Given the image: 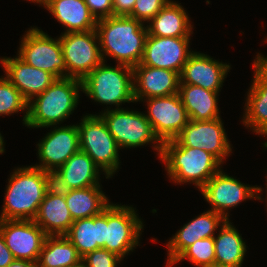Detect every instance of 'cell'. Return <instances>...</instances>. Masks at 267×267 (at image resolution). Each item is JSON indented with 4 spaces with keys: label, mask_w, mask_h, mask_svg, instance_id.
I'll use <instances>...</instances> for the list:
<instances>
[{
    "label": "cell",
    "mask_w": 267,
    "mask_h": 267,
    "mask_svg": "<svg viewBox=\"0 0 267 267\" xmlns=\"http://www.w3.org/2000/svg\"><path fill=\"white\" fill-rule=\"evenodd\" d=\"M96 31L104 62V56H109L117 64L131 68L140 63L148 35L147 26L141 21L129 16H110L97 20Z\"/></svg>",
    "instance_id": "cell-1"
},
{
    "label": "cell",
    "mask_w": 267,
    "mask_h": 267,
    "mask_svg": "<svg viewBox=\"0 0 267 267\" xmlns=\"http://www.w3.org/2000/svg\"><path fill=\"white\" fill-rule=\"evenodd\" d=\"M82 81L76 78L56 79L43 93L28 102L25 126L48 128L68 119L79 103Z\"/></svg>",
    "instance_id": "cell-2"
},
{
    "label": "cell",
    "mask_w": 267,
    "mask_h": 267,
    "mask_svg": "<svg viewBox=\"0 0 267 267\" xmlns=\"http://www.w3.org/2000/svg\"><path fill=\"white\" fill-rule=\"evenodd\" d=\"M45 171L33 165L15 169L5 191L0 220H34L46 195Z\"/></svg>",
    "instance_id": "cell-3"
},
{
    "label": "cell",
    "mask_w": 267,
    "mask_h": 267,
    "mask_svg": "<svg viewBox=\"0 0 267 267\" xmlns=\"http://www.w3.org/2000/svg\"><path fill=\"white\" fill-rule=\"evenodd\" d=\"M160 160L174 183L195 184L199 190L221 169V162L211 153L178 145L174 140L162 143Z\"/></svg>",
    "instance_id": "cell-4"
},
{
    "label": "cell",
    "mask_w": 267,
    "mask_h": 267,
    "mask_svg": "<svg viewBox=\"0 0 267 267\" xmlns=\"http://www.w3.org/2000/svg\"><path fill=\"white\" fill-rule=\"evenodd\" d=\"M82 91L94 102L115 105L135 102L133 94V68L117 64L106 65L103 61L82 80Z\"/></svg>",
    "instance_id": "cell-5"
},
{
    "label": "cell",
    "mask_w": 267,
    "mask_h": 267,
    "mask_svg": "<svg viewBox=\"0 0 267 267\" xmlns=\"http://www.w3.org/2000/svg\"><path fill=\"white\" fill-rule=\"evenodd\" d=\"M77 127L80 150L93 160L101 172H104L106 179L114 176L120 167L118 154L120 148L100 114L83 116Z\"/></svg>",
    "instance_id": "cell-6"
},
{
    "label": "cell",
    "mask_w": 267,
    "mask_h": 267,
    "mask_svg": "<svg viewBox=\"0 0 267 267\" xmlns=\"http://www.w3.org/2000/svg\"><path fill=\"white\" fill-rule=\"evenodd\" d=\"M100 116L120 149L144 146L150 142L154 150L158 151L159 158L161 157L162 143L155 136L144 113L107 107Z\"/></svg>",
    "instance_id": "cell-7"
},
{
    "label": "cell",
    "mask_w": 267,
    "mask_h": 267,
    "mask_svg": "<svg viewBox=\"0 0 267 267\" xmlns=\"http://www.w3.org/2000/svg\"><path fill=\"white\" fill-rule=\"evenodd\" d=\"M61 34L59 39L66 64V77L82 81L103 62L97 31Z\"/></svg>",
    "instance_id": "cell-8"
},
{
    "label": "cell",
    "mask_w": 267,
    "mask_h": 267,
    "mask_svg": "<svg viewBox=\"0 0 267 267\" xmlns=\"http://www.w3.org/2000/svg\"><path fill=\"white\" fill-rule=\"evenodd\" d=\"M18 57L35 68L45 70L57 79L66 77V64L60 39L31 27L21 38Z\"/></svg>",
    "instance_id": "cell-9"
},
{
    "label": "cell",
    "mask_w": 267,
    "mask_h": 267,
    "mask_svg": "<svg viewBox=\"0 0 267 267\" xmlns=\"http://www.w3.org/2000/svg\"><path fill=\"white\" fill-rule=\"evenodd\" d=\"M143 226L133 207L110 203L107 206L105 249L123 259L138 246Z\"/></svg>",
    "instance_id": "cell-10"
},
{
    "label": "cell",
    "mask_w": 267,
    "mask_h": 267,
    "mask_svg": "<svg viewBox=\"0 0 267 267\" xmlns=\"http://www.w3.org/2000/svg\"><path fill=\"white\" fill-rule=\"evenodd\" d=\"M260 186L245 185L220 169L201 189L200 192L211 205V210L229 219L227 210L238 206L244 200H263ZM259 193V194H258ZM227 211V212H226Z\"/></svg>",
    "instance_id": "cell-11"
},
{
    "label": "cell",
    "mask_w": 267,
    "mask_h": 267,
    "mask_svg": "<svg viewBox=\"0 0 267 267\" xmlns=\"http://www.w3.org/2000/svg\"><path fill=\"white\" fill-rule=\"evenodd\" d=\"M144 101L148 106L145 116L161 143L175 139L190 120L178 93Z\"/></svg>",
    "instance_id": "cell-12"
},
{
    "label": "cell",
    "mask_w": 267,
    "mask_h": 267,
    "mask_svg": "<svg viewBox=\"0 0 267 267\" xmlns=\"http://www.w3.org/2000/svg\"><path fill=\"white\" fill-rule=\"evenodd\" d=\"M178 145L203 149L214 155L222 164L232 152L221 117L211 121L189 120L173 139Z\"/></svg>",
    "instance_id": "cell-13"
},
{
    "label": "cell",
    "mask_w": 267,
    "mask_h": 267,
    "mask_svg": "<svg viewBox=\"0 0 267 267\" xmlns=\"http://www.w3.org/2000/svg\"><path fill=\"white\" fill-rule=\"evenodd\" d=\"M0 232L15 259L37 264L48 235L34 220H0Z\"/></svg>",
    "instance_id": "cell-14"
},
{
    "label": "cell",
    "mask_w": 267,
    "mask_h": 267,
    "mask_svg": "<svg viewBox=\"0 0 267 267\" xmlns=\"http://www.w3.org/2000/svg\"><path fill=\"white\" fill-rule=\"evenodd\" d=\"M190 37L147 35L140 64L181 73L194 51L189 50Z\"/></svg>",
    "instance_id": "cell-15"
},
{
    "label": "cell",
    "mask_w": 267,
    "mask_h": 267,
    "mask_svg": "<svg viewBox=\"0 0 267 267\" xmlns=\"http://www.w3.org/2000/svg\"><path fill=\"white\" fill-rule=\"evenodd\" d=\"M41 161L34 167L43 171L57 170L80 150L79 130L76 125L55 126L37 144Z\"/></svg>",
    "instance_id": "cell-16"
},
{
    "label": "cell",
    "mask_w": 267,
    "mask_h": 267,
    "mask_svg": "<svg viewBox=\"0 0 267 267\" xmlns=\"http://www.w3.org/2000/svg\"><path fill=\"white\" fill-rule=\"evenodd\" d=\"M180 74L168 69L138 64L133 68L135 102L147 98L164 97L178 93Z\"/></svg>",
    "instance_id": "cell-17"
},
{
    "label": "cell",
    "mask_w": 267,
    "mask_h": 267,
    "mask_svg": "<svg viewBox=\"0 0 267 267\" xmlns=\"http://www.w3.org/2000/svg\"><path fill=\"white\" fill-rule=\"evenodd\" d=\"M230 68L229 64L215 60L207 54L193 52L180 73V84L219 92Z\"/></svg>",
    "instance_id": "cell-18"
},
{
    "label": "cell",
    "mask_w": 267,
    "mask_h": 267,
    "mask_svg": "<svg viewBox=\"0 0 267 267\" xmlns=\"http://www.w3.org/2000/svg\"><path fill=\"white\" fill-rule=\"evenodd\" d=\"M6 78L29 102L43 93L57 78L51 73L28 65L18 56L0 58Z\"/></svg>",
    "instance_id": "cell-19"
},
{
    "label": "cell",
    "mask_w": 267,
    "mask_h": 267,
    "mask_svg": "<svg viewBox=\"0 0 267 267\" xmlns=\"http://www.w3.org/2000/svg\"><path fill=\"white\" fill-rule=\"evenodd\" d=\"M225 220L221 214L213 210H207L182 226L167 243L168 258L166 266L169 267L186 248L196 241L214 237L215 231L219 230Z\"/></svg>",
    "instance_id": "cell-20"
},
{
    "label": "cell",
    "mask_w": 267,
    "mask_h": 267,
    "mask_svg": "<svg viewBox=\"0 0 267 267\" xmlns=\"http://www.w3.org/2000/svg\"><path fill=\"white\" fill-rule=\"evenodd\" d=\"M107 227V207L91 218L74 220L69 231L64 235L77 249L79 255L99 248H105Z\"/></svg>",
    "instance_id": "cell-21"
},
{
    "label": "cell",
    "mask_w": 267,
    "mask_h": 267,
    "mask_svg": "<svg viewBox=\"0 0 267 267\" xmlns=\"http://www.w3.org/2000/svg\"><path fill=\"white\" fill-rule=\"evenodd\" d=\"M43 6L66 28L63 33L96 30L97 20L84 0H46Z\"/></svg>",
    "instance_id": "cell-22"
},
{
    "label": "cell",
    "mask_w": 267,
    "mask_h": 267,
    "mask_svg": "<svg viewBox=\"0 0 267 267\" xmlns=\"http://www.w3.org/2000/svg\"><path fill=\"white\" fill-rule=\"evenodd\" d=\"M169 1L147 24L148 34L158 37H190L193 25L186 10ZM151 22V23H150Z\"/></svg>",
    "instance_id": "cell-23"
},
{
    "label": "cell",
    "mask_w": 267,
    "mask_h": 267,
    "mask_svg": "<svg viewBox=\"0 0 267 267\" xmlns=\"http://www.w3.org/2000/svg\"><path fill=\"white\" fill-rule=\"evenodd\" d=\"M65 197L46 194L34 222L48 236L65 235L73 223Z\"/></svg>",
    "instance_id": "cell-24"
},
{
    "label": "cell",
    "mask_w": 267,
    "mask_h": 267,
    "mask_svg": "<svg viewBox=\"0 0 267 267\" xmlns=\"http://www.w3.org/2000/svg\"><path fill=\"white\" fill-rule=\"evenodd\" d=\"M218 93L188 84H180L178 91L189 119L195 121H211L220 118Z\"/></svg>",
    "instance_id": "cell-25"
},
{
    "label": "cell",
    "mask_w": 267,
    "mask_h": 267,
    "mask_svg": "<svg viewBox=\"0 0 267 267\" xmlns=\"http://www.w3.org/2000/svg\"><path fill=\"white\" fill-rule=\"evenodd\" d=\"M220 228L218 235L214 236L215 266L241 267L247 245L230 219H226Z\"/></svg>",
    "instance_id": "cell-26"
},
{
    "label": "cell",
    "mask_w": 267,
    "mask_h": 267,
    "mask_svg": "<svg viewBox=\"0 0 267 267\" xmlns=\"http://www.w3.org/2000/svg\"><path fill=\"white\" fill-rule=\"evenodd\" d=\"M249 88L242 122L252 132L267 136V82L255 70Z\"/></svg>",
    "instance_id": "cell-27"
},
{
    "label": "cell",
    "mask_w": 267,
    "mask_h": 267,
    "mask_svg": "<svg viewBox=\"0 0 267 267\" xmlns=\"http://www.w3.org/2000/svg\"><path fill=\"white\" fill-rule=\"evenodd\" d=\"M57 171L71 189L100 186V168L81 150L72 155Z\"/></svg>",
    "instance_id": "cell-28"
},
{
    "label": "cell",
    "mask_w": 267,
    "mask_h": 267,
    "mask_svg": "<svg viewBox=\"0 0 267 267\" xmlns=\"http://www.w3.org/2000/svg\"><path fill=\"white\" fill-rule=\"evenodd\" d=\"M65 200L73 220L98 215L111 203L101 186L72 189Z\"/></svg>",
    "instance_id": "cell-29"
},
{
    "label": "cell",
    "mask_w": 267,
    "mask_h": 267,
    "mask_svg": "<svg viewBox=\"0 0 267 267\" xmlns=\"http://www.w3.org/2000/svg\"><path fill=\"white\" fill-rule=\"evenodd\" d=\"M82 261L77 249L64 236H47L37 267H68Z\"/></svg>",
    "instance_id": "cell-30"
},
{
    "label": "cell",
    "mask_w": 267,
    "mask_h": 267,
    "mask_svg": "<svg viewBox=\"0 0 267 267\" xmlns=\"http://www.w3.org/2000/svg\"><path fill=\"white\" fill-rule=\"evenodd\" d=\"M188 259L197 267L215 266V243L214 237H208L196 241L186 248L169 267Z\"/></svg>",
    "instance_id": "cell-31"
},
{
    "label": "cell",
    "mask_w": 267,
    "mask_h": 267,
    "mask_svg": "<svg viewBox=\"0 0 267 267\" xmlns=\"http://www.w3.org/2000/svg\"><path fill=\"white\" fill-rule=\"evenodd\" d=\"M22 110L25 111L22 120L25 125L28 116V102L5 75L0 77V116L11 115Z\"/></svg>",
    "instance_id": "cell-32"
},
{
    "label": "cell",
    "mask_w": 267,
    "mask_h": 267,
    "mask_svg": "<svg viewBox=\"0 0 267 267\" xmlns=\"http://www.w3.org/2000/svg\"><path fill=\"white\" fill-rule=\"evenodd\" d=\"M171 0H136L129 17L148 23Z\"/></svg>",
    "instance_id": "cell-33"
},
{
    "label": "cell",
    "mask_w": 267,
    "mask_h": 267,
    "mask_svg": "<svg viewBox=\"0 0 267 267\" xmlns=\"http://www.w3.org/2000/svg\"><path fill=\"white\" fill-rule=\"evenodd\" d=\"M121 260V257L105 248L96 249L82 257L86 267H117Z\"/></svg>",
    "instance_id": "cell-34"
},
{
    "label": "cell",
    "mask_w": 267,
    "mask_h": 267,
    "mask_svg": "<svg viewBox=\"0 0 267 267\" xmlns=\"http://www.w3.org/2000/svg\"><path fill=\"white\" fill-rule=\"evenodd\" d=\"M46 194L65 197L72 189L57 170L45 171Z\"/></svg>",
    "instance_id": "cell-35"
},
{
    "label": "cell",
    "mask_w": 267,
    "mask_h": 267,
    "mask_svg": "<svg viewBox=\"0 0 267 267\" xmlns=\"http://www.w3.org/2000/svg\"><path fill=\"white\" fill-rule=\"evenodd\" d=\"M96 20L113 16V0H84Z\"/></svg>",
    "instance_id": "cell-36"
},
{
    "label": "cell",
    "mask_w": 267,
    "mask_h": 267,
    "mask_svg": "<svg viewBox=\"0 0 267 267\" xmlns=\"http://www.w3.org/2000/svg\"><path fill=\"white\" fill-rule=\"evenodd\" d=\"M136 0H113V16H130Z\"/></svg>",
    "instance_id": "cell-37"
},
{
    "label": "cell",
    "mask_w": 267,
    "mask_h": 267,
    "mask_svg": "<svg viewBox=\"0 0 267 267\" xmlns=\"http://www.w3.org/2000/svg\"><path fill=\"white\" fill-rule=\"evenodd\" d=\"M14 259L12 252L6 246L3 235L0 232V267H7Z\"/></svg>",
    "instance_id": "cell-38"
},
{
    "label": "cell",
    "mask_w": 267,
    "mask_h": 267,
    "mask_svg": "<svg viewBox=\"0 0 267 267\" xmlns=\"http://www.w3.org/2000/svg\"><path fill=\"white\" fill-rule=\"evenodd\" d=\"M253 69L267 82V56L258 53L253 62Z\"/></svg>",
    "instance_id": "cell-39"
},
{
    "label": "cell",
    "mask_w": 267,
    "mask_h": 267,
    "mask_svg": "<svg viewBox=\"0 0 267 267\" xmlns=\"http://www.w3.org/2000/svg\"><path fill=\"white\" fill-rule=\"evenodd\" d=\"M7 267H37V265L28 260L14 259Z\"/></svg>",
    "instance_id": "cell-40"
},
{
    "label": "cell",
    "mask_w": 267,
    "mask_h": 267,
    "mask_svg": "<svg viewBox=\"0 0 267 267\" xmlns=\"http://www.w3.org/2000/svg\"><path fill=\"white\" fill-rule=\"evenodd\" d=\"M4 138L2 137L1 133H0V154H2L4 151H5V148H4Z\"/></svg>",
    "instance_id": "cell-41"
},
{
    "label": "cell",
    "mask_w": 267,
    "mask_h": 267,
    "mask_svg": "<svg viewBox=\"0 0 267 267\" xmlns=\"http://www.w3.org/2000/svg\"><path fill=\"white\" fill-rule=\"evenodd\" d=\"M27 1H31L40 5H43L46 2V0H27Z\"/></svg>",
    "instance_id": "cell-42"
},
{
    "label": "cell",
    "mask_w": 267,
    "mask_h": 267,
    "mask_svg": "<svg viewBox=\"0 0 267 267\" xmlns=\"http://www.w3.org/2000/svg\"><path fill=\"white\" fill-rule=\"evenodd\" d=\"M68 267H86L83 261H80L79 263L73 265V266H68Z\"/></svg>",
    "instance_id": "cell-43"
},
{
    "label": "cell",
    "mask_w": 267,
    "mask_h": 267,
    "mask_svg": "<svg viewBox=\"0 0 267 267\" xmlns=\"http://www.w3.org/2000/svg\"><path fill=\"white\" fill-rule=\"evenodd\" d=\"M266 177H267V175H266ZM267 179V178H266ZM267 181V180H266ZM266 186H267V184H266ZM267 188V187H266ZM266 193H267V190L265 191ZM266 199H267V196H266ZM267 201V200H266ZM267 203V202H266Z\"/></svg>",
    "instance_id": "cell-44"
}]
</instances>
